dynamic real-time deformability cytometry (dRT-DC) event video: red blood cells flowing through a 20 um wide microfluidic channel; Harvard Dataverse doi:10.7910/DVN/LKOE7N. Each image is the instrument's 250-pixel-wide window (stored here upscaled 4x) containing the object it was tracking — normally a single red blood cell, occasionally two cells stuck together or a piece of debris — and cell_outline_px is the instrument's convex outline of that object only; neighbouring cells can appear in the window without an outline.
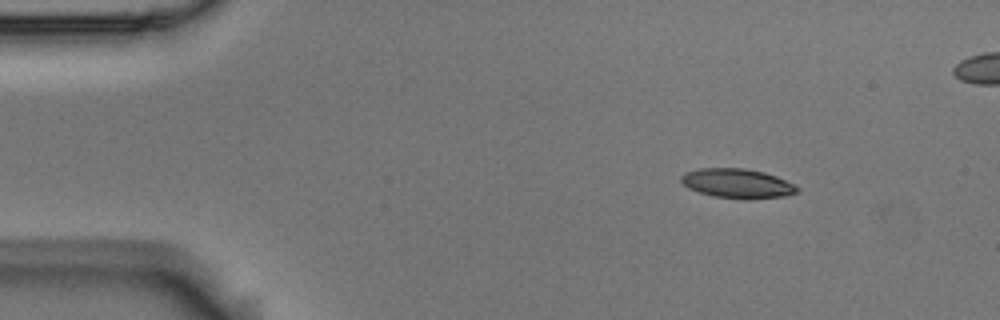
{"species": "Egyptian fruit bat (a non-hibernating species)", "species_latin": "Rousettus aegyptiacus", "temperature_condition": "room temperature", "stored_images_in_passage": 5, "camera_frame_rate_fps": 3000, "um_per_image_px": 0.085, "animal": {"sex": "male"}, "frame": {"image": 1, "passage_image": 2, "time_ms": 0.333, "image_size_px": [1000, 320], "cell_outline_px": [[800, 192], [784, 196], [744, 200], [712, 196], [688, 188], [680, 180], [680, 176], [684, 172], [700, 168], [744, 168], [764, 172], [776, 176], [800, 188]], "centroid_in_image_um": [62.66, 15.6], "position_along_channel_um": 22.3, "area_um2": 20.06}}